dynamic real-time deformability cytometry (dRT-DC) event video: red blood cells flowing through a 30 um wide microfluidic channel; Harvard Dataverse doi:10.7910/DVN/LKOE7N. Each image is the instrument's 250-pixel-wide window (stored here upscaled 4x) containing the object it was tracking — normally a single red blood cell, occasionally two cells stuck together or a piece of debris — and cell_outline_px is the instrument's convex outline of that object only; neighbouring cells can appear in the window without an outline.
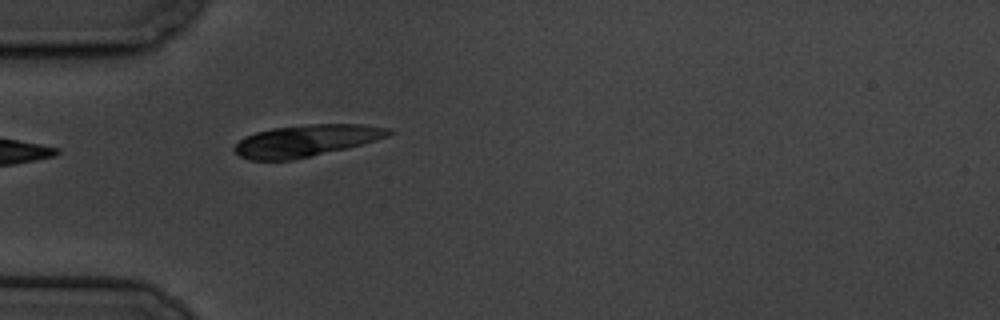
{"species": "common noctule bat (a hibernating species)", "species_latin": "Nyctalus noctula", "temperature_condition": "cold", "stored_images_in_passage": 1, "camera_frame_rate_fps": 3000, "um_per_image_px": 0.085, "animal": {"sex": "male", "body_mass_g": 19.5, "forearm_length_mm": 54.6}, "frame": {"image": 1, "passage_image": 1, "time_ms": 0.0, "image_size_px": [1000, 320], "cell_outline_px": [[396, 132], [388, 136], [376, 140], [348, 148], [292, 160], [252, 160], [240, 156], [232, 148], [244, 136], [256, 132], [272, 128], [312, 124], [364, 124], [392, 128]], "centroid_in_image_um": [26.07, 11.95], "position_along_channel_um": 58.9, "area_um2": 28.67}}